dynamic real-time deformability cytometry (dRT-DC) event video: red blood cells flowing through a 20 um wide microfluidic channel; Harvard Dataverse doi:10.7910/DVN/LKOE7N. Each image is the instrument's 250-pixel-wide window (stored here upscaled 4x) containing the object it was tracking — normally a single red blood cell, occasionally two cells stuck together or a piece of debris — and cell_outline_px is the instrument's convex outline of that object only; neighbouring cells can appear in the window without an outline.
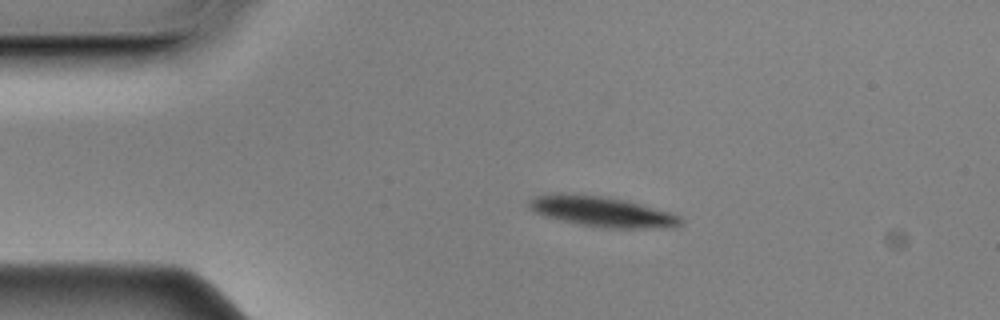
{"species": "Egyptian fruit bat (a non-hibernating species)", "species_latin": "Rousettus aegyptiacus", "temperature_condition": "cold", "stored_images_in_passage": 26, "camera_frame_rate_fps": 3000, "um_per_image_px": 0.085, "animal": {"sex": "male"}, "frame": {"image": 1, "passage_image": 10, "time_ms": 3.0, "image_size_px": [1000, 320], "cell_outline_px": [[684, 224], [676, 228], [604, 228], [580, 224], [560, 220], [544, 216], [536, 212], [528, 204], [528, 200], [536, 196], [556, 192], [600, 196], [628, 200], [668, 212], [680, 216], [684, 220]], "centroid_in_image_um": [51.22, 17.99], "position_along_channel_um": 33.8, "area_um2": 26.93}}
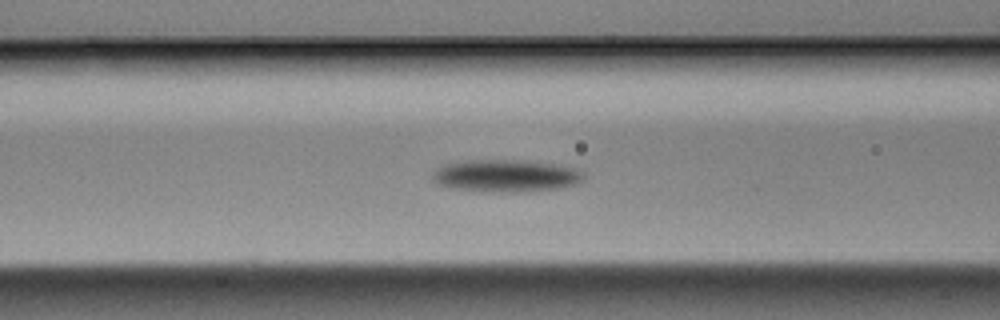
{"frame": {"image": 2, "passage_image": 21, "time_ms": 6.667, "image_size_px": [1000, 320], "cell_outline_px": [[584, 180], [576, 184], [560, 188], [524, 192], [500, 192], [452, 188], [436, 184], [432, 180], [432, 172], [436, 168], [444, 164], [464, 160], [524, 160], [556, 164], [572, 168], [584, 172]], "centroid_in_image_um": [42.98, 14.94], "position_along_channel_um": 123.6, "area_um2": 28.73}}
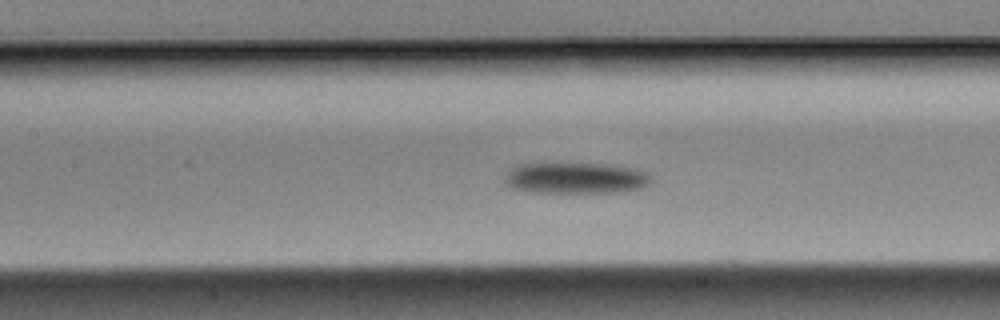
{"frame": {"image": 3, "passage_image": 24, "time_ms": 7.667, "image_size_px": [1000, 320], "cell_outline_px": [[652, 180], [648, 184], [640, 188], [612, 192], [532, 192], [512, 188], [504, 180], [504, 176], [508, 168], [520, 164], [608, 164], [632, 168], [648, 172], [652, 176]], "centroid_in_image_um": [48.91, 15.13], "position_along_channel_um": 158.5, "area_um2": 26.41}}